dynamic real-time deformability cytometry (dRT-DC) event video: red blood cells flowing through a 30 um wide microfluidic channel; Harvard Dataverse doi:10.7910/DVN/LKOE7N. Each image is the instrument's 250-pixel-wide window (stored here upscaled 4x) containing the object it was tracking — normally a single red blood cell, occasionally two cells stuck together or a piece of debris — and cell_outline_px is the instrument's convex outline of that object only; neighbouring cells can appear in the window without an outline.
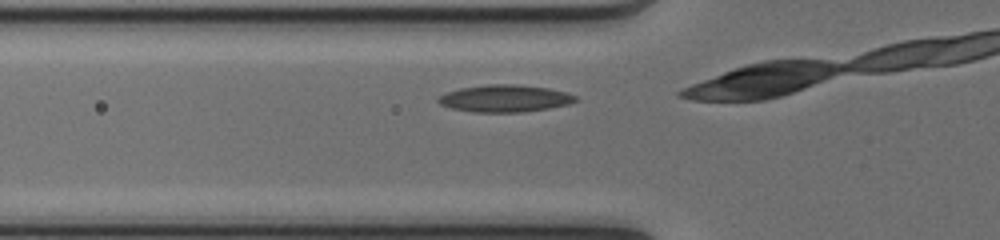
{"species": "common noctule bat (a hibernating species)", "species_latin": "Nyctalus noctula", "temperature_condition": "cold", "stored_images_in_passage": 5, "camera_frame_rate_fps": 3000, "um_per_image_px": 0.085, "animal": {"sex": "female", "body_mass_g": 17.0, "forearm_length_mm": 48.0}, "frame": {"image": 1, "passage_image": 2, "time_ms": 0.333, "image_size_px": [1000, 240], "cell_outline_px": [[580, 100], [568, 104], [548, 108], [524, 112], [472, 112], [452, 108], [440, 104], [436, 100], [440, 96], [448, 92], [460, 88], [488, 84], [516, 84], [548, 88], [564, 92], [576, 96]], "centroid_in_image_um": [42.92, 8.37], "position_along_channel_um": 82.9, "area_um2": 21.62}}